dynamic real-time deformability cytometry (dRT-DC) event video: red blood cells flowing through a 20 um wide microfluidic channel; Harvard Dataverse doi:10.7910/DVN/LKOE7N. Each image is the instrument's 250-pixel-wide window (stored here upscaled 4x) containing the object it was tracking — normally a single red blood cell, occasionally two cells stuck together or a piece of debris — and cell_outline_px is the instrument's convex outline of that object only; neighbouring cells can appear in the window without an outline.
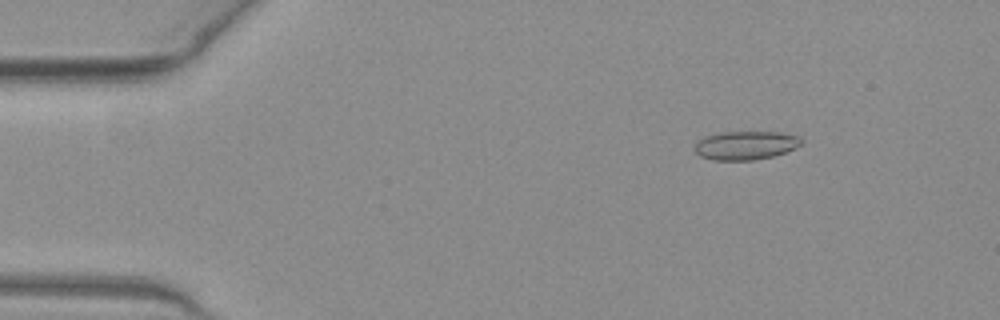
{"species": "common noctule bat (a hibernating species)", "species_latin": "Nyctalus noctula", "temperature_condition": "warm", "stored_images_in_passage": 48, "camera_frame_rate_fps": 3000, "um_per_image_px": 0.085, "animal": {"sex": "female", "body_mass_g": 19.3, "forearm_length_mm": 54.1}, "frame": {"image": 1, "passage_image": 4, "time_ms": 1.0, "image_size_px": [1000, 320], "cell_outline_px": [[804, 140], [800, 144], [784, 152], [772, 156], [752, 160], [712, 160], [700, 156], [692, 148], [696, 140], [704, 136], [720, 132], [780, 132], [800, 136]], "centroid_in_image_um": [63.31, 12.34], "position_along_channel_um": 21.7, "area_um2": 17.92}}
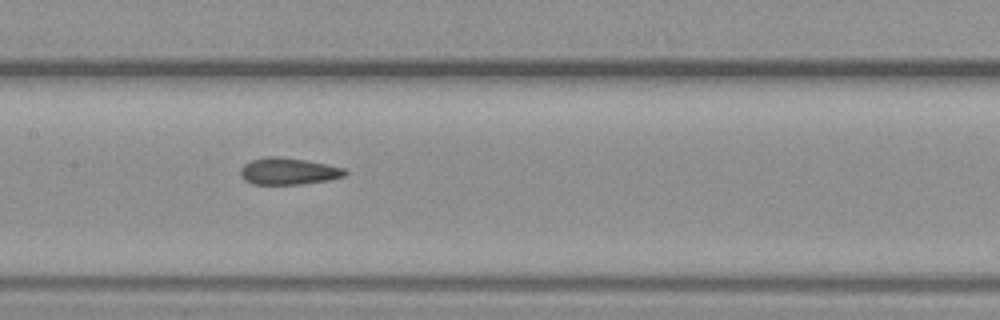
{"frame": {"image": 2, "passage_image": 22, "time_ms": 7.0, "image_size_px": [1000, 320], "cell_outline_px": [[348, 172], [344, 176], [328, 180], [300, 184], [252, 184], [244, 180], [240, 176], [240, 168], [244, 164], [252, 160], [264, 156], [276, 156], [304, 160], [344, 168]], "centroid_in_image_um": [24.46, 14.56], "position_along_channel_um": 182.9, "area_um2": 16.24}}
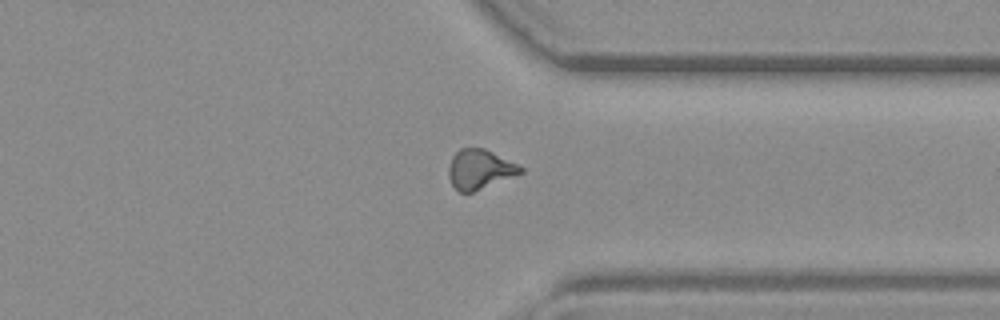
{"frame": {"image": 3, "passage_image": 36, "time_ms": 11.667, "image_size_px": [1000, 320], "cell_outline_px": [[524, 172], [472, 192], [460, 192], [452, 184], [448, 176], [448, 168], [452, 156], [460, 148], [484, 148], [520, 164], [524, 168]], "centroid_in_image_um": [40.8, 14.37], "position_along_channel_um": 370.6, "area_um2": 16.59}, "authors_computed_cell_mechanics": {"area_um2": 16.5308, "velocity_mm_per_s": 4.0732, "shape_relaxation_time_tau1_ms": null, "shape_relaxation_time_tau2_ms": 1.7987, "deformation_change_tau1": null, "deformation_change_tau2": 0.1056}}